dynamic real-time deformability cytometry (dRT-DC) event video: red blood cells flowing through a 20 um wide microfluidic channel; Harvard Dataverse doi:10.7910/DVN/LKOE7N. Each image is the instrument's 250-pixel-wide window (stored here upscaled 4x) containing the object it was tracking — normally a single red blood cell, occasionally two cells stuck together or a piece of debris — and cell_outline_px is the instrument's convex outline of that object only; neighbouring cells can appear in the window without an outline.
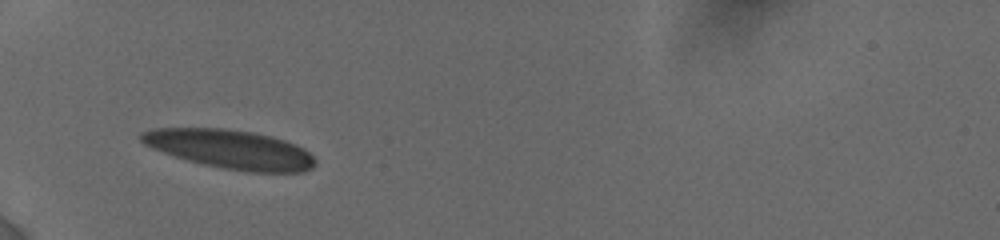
{"species": "human", "species_latin": "Homo sapiens", "temperature_condition": "cold", "stored_images_in_passage": 39, "camera_frame_rate_fps": 3000, "um_per_image_px": 0.085, "donor": {"sex": "female"}, "frame": {"image": 1, "passage_image": 1, "time_ms": 0.0, "image_size_px": [1000, 240], "cell_outline_px": [[316, 164], [312, 168], [304, 172], [248, 172], [224, 168], [204, 164], [188, 160], [152, 148], [144, 144], [140, 140], [140, 132], [152, 128], [224, 128], [252, 132], [272, 136], [296, 144], [304, 148], [316, 160]], "centroid_in_image_um": [19.59, 12.68], "position_along_channel_um": 65.4, "area_um2": 39.42}}
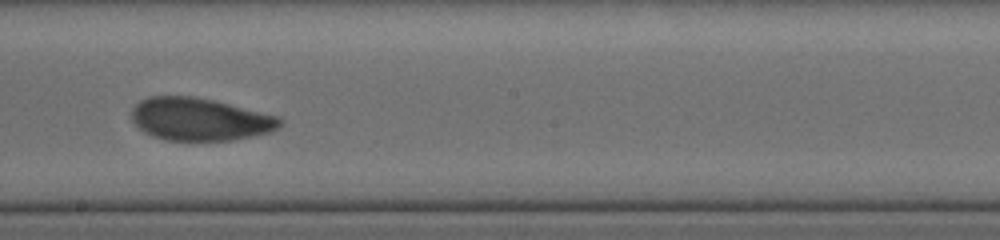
{"frame": {"image": 2, "passage_image": 19, "time_ms": 4.667, "image_size_px": [1000, 240], "cell_outline_px": [[284, 124], [272, 132], [232, 140], [164, 140], [152, 136], [144, 132], [132, 120], [132, 108], [140, 100], [148, 96], [192, 96], [212, 100], [276, 116], [284, 120]], "centroid_in_image_um": [16.97, 10.14], "position_along_channel_um": 231.2, "area_um2": 36.7}}
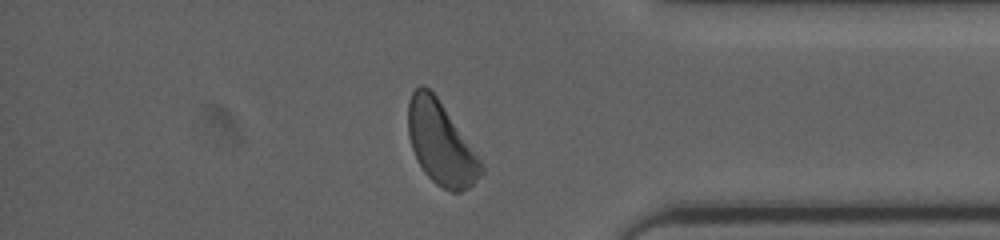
{"frame": {"image": 3, "passage_image": 33, "time_ms": 9.333, "image_size_px": [1000, 240], "cell_outline_px": [[484, 172], [468, 188], [460, 192], [452, 192], [436, 184], [424, 172], [416, 160], [408, 136], [408, 100], [412, 92], [420, 84], [424, 84], [436, 96], [484, 168]], "centroid_in_image_um": [37.41, 12.19], "position_along_channel_um": 397.8, "area_um2": 34.33}, "authors_computed_cell_mechanics": {"area_um2": 36.703, "velocity_mm_per_s": 3.8124, "shape_relaxation_time_tau1_ms": 6.6423, "shape_relaxation_time_tau2_ms": 1.7173, "deformation_change_tau1": 0.1969, "deformation_change_tau2": 0.0702}}